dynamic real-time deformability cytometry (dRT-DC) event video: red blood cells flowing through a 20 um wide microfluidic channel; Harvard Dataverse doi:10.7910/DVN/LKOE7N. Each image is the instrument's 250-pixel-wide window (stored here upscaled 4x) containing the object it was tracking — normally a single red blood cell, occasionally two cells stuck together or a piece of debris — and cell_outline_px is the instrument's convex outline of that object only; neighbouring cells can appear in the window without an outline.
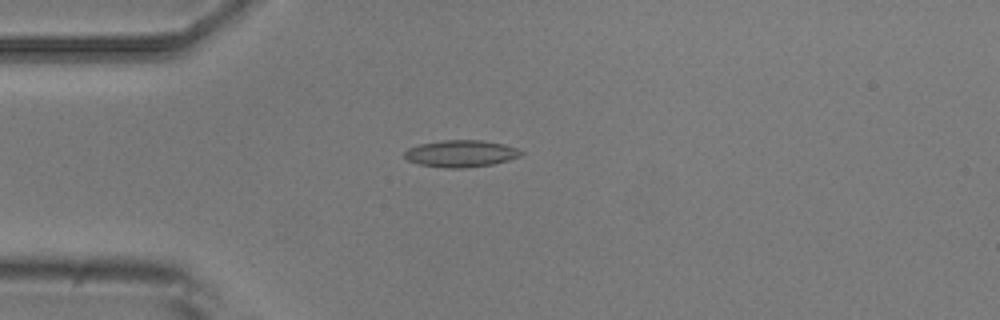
{"species": "common noctule bat (a hibernating species)", "species_latin": "Nyctalus noctula", "temperature_condition": "room temperature", "stored_images_in_passage": 5, "camera_frame_rate_fps": 3000, "um_per_image_px": 0.085, "animal": {"sex": "male", "body_mass_g": 20.5, "forearm_length_mm": 52.5}, "frame": {"image": 1, "passage_image": 2, "time_ms": 1.333, "image_size_px": [1000, 320], "cell_outline_px": [[524, 152], [520, 156], [508, 160], [492, 164], [464, 168], [444, 168], [416, 164], [408, 160], [404, 156], [404, 152], [408, 148], [420, 144], [444, 140], [484, 140], [504, 144], [516, 148]], "centroid_in_image_um": [39.16, 13.05], "position_along_channel_um": 45.8, "area_um2": 18.32}}
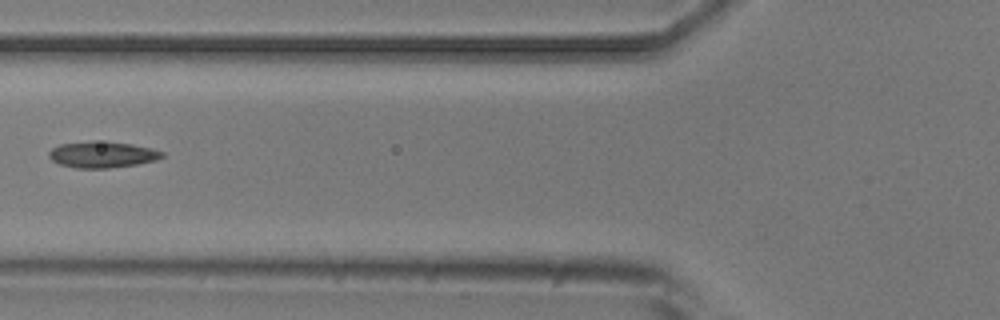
{"frame": {"image": 2, "passage_image": 4, "time_ms": 3.667, "image_size_px": [1000, 320], "cell_outline_px": [[164, 156], [156, 160], [136, 164], [108, 168], [76, 168], [60, 164], [52, 160], [48, 156], [48, 152], [52, 148], [60, 144], [92, 140], [132, 144], [152, 148], [164, 152]], "centroid_in_image_um": [8.68, 13.13], "position_along_channel_um": 117.1, "area_um2": 17.34}}
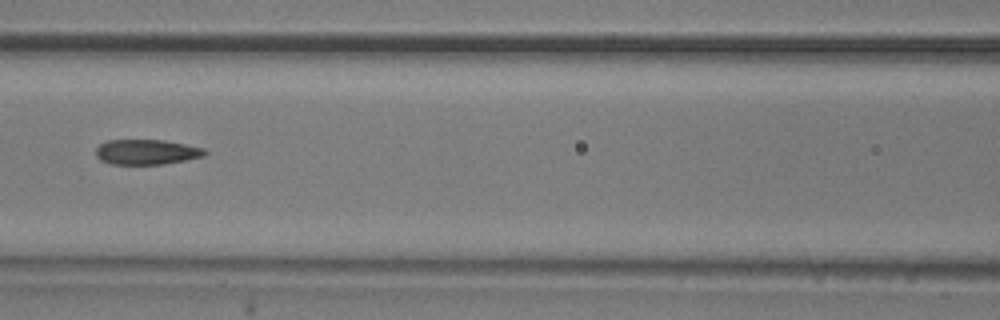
{"frame": {"image": 3, "passage_image": 5, "time_ms": 4.667, "image_size_px": [1000, 320], "cell_outline_px": [[208, 152], [204, 156], [164, 164], [112, 164], [100, 160], [96, 156], [96, 148], [100, 144], [108, 140], [164, 140], [204, 148]], "centroid_in_image_um": [12.45, 12.92], "position_along_channel_um": 154.1, "area_um2": 15.9}}